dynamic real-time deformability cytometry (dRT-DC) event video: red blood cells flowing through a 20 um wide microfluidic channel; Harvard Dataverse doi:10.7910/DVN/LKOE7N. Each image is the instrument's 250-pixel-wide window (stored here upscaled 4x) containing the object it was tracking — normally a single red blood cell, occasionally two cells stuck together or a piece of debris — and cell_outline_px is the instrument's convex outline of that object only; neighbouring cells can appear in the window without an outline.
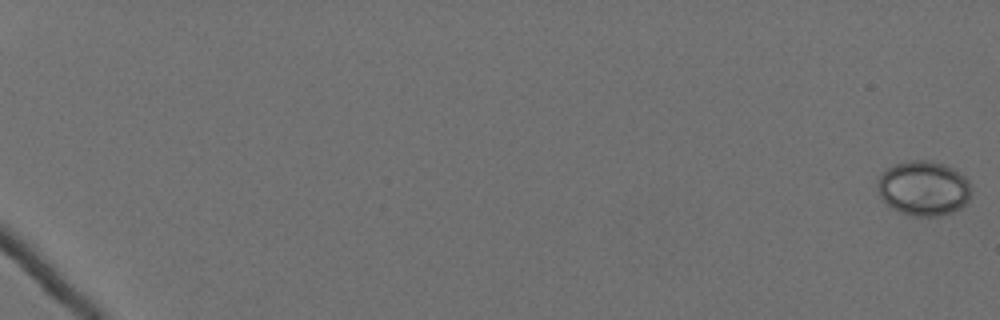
{"species": "Egyptian fruit bat (a non-hibernating species)", "species_latin": "Rousettus aegyptiacus", "temperature_condition": "cold", "stored_images_in_passage": 10, "camera_frame_rate_fps": 3000, "um_per_image_px": 0.085, "animal": {"sex": "female"}, "frame": {"image": 1, "passage_image": 1, "time_ms": 0.0, "image_size_px": [1000, 320], "cell_outline_px": [[968, 200], [960, 208], [952, 212], [940, 216], [912, 216], [900, 212], [892, 208], [880, 196], [876, 184], [880, 176], [888, 168], [896, 164], [912, 160], [932, 160], [944, 164], [960, 172], [968, 180]], "centroid_in_image_um": [78.49, 16.0], "position_along_channel_um": 6.5, "area_um2": 29.65}}